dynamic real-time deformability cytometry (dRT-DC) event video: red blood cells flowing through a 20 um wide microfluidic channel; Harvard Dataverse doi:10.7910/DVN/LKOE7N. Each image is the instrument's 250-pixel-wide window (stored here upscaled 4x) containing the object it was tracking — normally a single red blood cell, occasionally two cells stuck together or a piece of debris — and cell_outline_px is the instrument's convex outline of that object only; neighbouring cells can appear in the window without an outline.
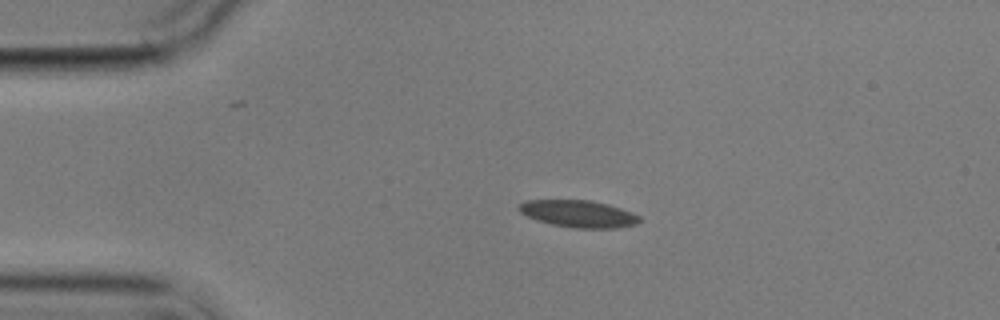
{"species": "common noctule bat (a hibernating species)", "species_latin": "Nyctalus noctula", "temperature_condition": "cold", "stored_images_in_passage": 5, "camera_frame_rate_fps": 3000, "um_per_image_px": 0.085, "animal": {"sex": "male", "body_mass_g": 17.9}, "frame": {"image": 1, "passage_image": 3, "time_ms": 2.333, "image_size_px": [1000, 320], "cell_outline_px": [[640, 220], [636, 224], [616, 228], [572, 228], [552, 224], [536, 220], [520, 212], [516, 208], [524, 200], [592, 200], [608, 204], [632, 212], [640, 216]], "centroid_in_image_um": [49.16, 18.17], "position_along_channel_um": 35.8, "area_um2": 19.07}}
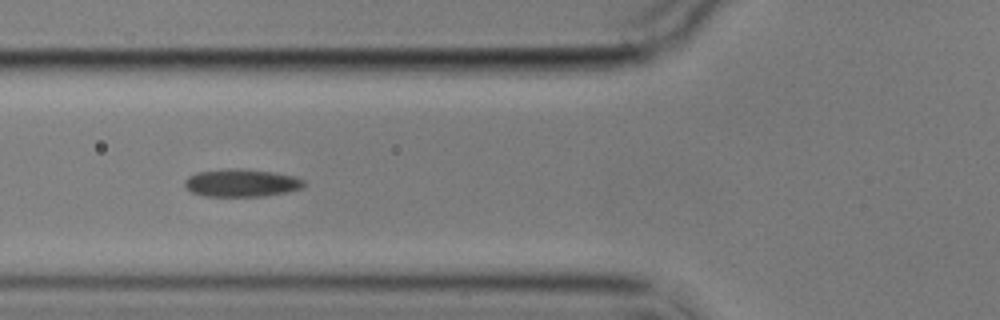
{"frame": {"image": 2, "passage_image": 5, "time_ms": 5.333, "image_size_px": [1000, 320], "cell_outline_px": [[308, 184], [304, 188], [288, 192], [264, 196], [204, 196], [192, 192], [184, 188], [184, 180], [188, 176], [196, 172], [228, 168], [244, 168], [276, 172], [296, 176], [304, 180]], "centroid_in_image_um": [20.56, 15.53], "position_along_channel_um": 105.2, "area_um2": 19.83}}